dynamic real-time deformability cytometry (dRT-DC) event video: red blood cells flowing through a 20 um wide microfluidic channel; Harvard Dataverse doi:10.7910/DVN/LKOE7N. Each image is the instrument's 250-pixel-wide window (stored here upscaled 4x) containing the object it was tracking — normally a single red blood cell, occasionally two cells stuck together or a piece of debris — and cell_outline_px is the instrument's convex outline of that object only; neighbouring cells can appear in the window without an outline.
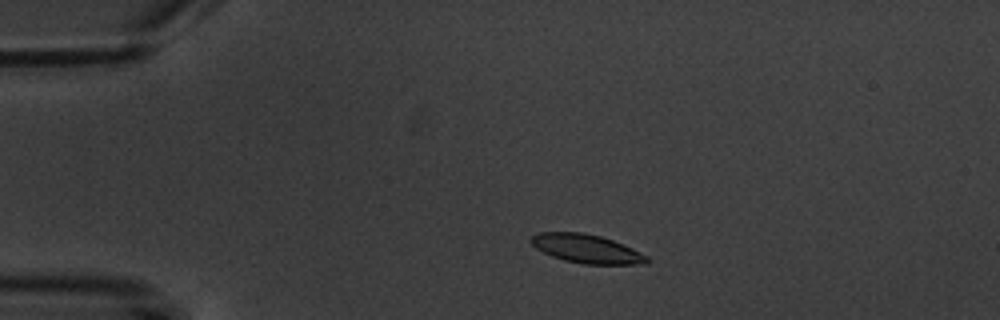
{"species": "common noctule bat (a hibernating species)", "species_latin": "Nyctalus noctula", "temperature_condition": "warm", "stored_images_in_passage": 2, "camera_frame_rate_fps": 3000, "um_per_image_px": 0.085, "animal": {"sex": "male", "body_mass_g": 20.1, "forearm_length_mm": 53.5}, "frame": {"image": 1, "passage_image": 1, "time_ms": 0.0, "image_size_px": [1000, 320], "cell_outline_px": [[652, 260], [648, 264], [584, 264], [564, 260], [552, 256], [536, 248], [528, 240], [532, 236], [540, 232], [584, 232], [600, 236], [612, 240], [632, 248], [648, 256]], "centroid_in_image_um": [49.88, 21.14], "position_along_channel_um": 35.1, "area_um2": 19.42}}